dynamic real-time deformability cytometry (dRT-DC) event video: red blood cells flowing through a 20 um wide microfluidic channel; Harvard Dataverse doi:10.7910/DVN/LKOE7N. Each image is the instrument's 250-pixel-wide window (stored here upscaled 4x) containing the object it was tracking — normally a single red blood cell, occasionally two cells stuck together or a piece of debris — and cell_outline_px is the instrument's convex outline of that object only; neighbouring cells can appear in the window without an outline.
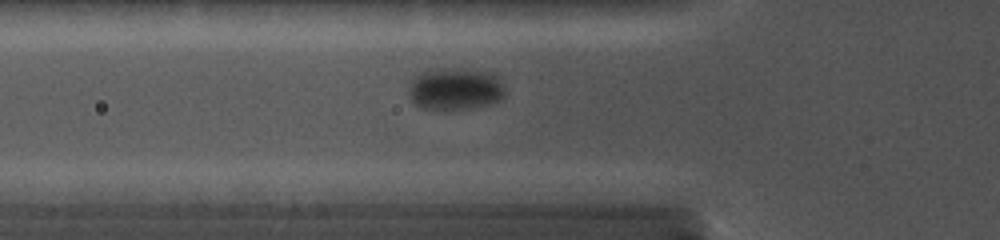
{"species": "common noctule bat (a hibernating species)", "species_latin": "Nyctalus noctula", "temperature_condition": "cold", "stored_images_in_passage": 30, "camera_frame_rate_fps": 5000, "um_per_image_px": 0.085, "animal": {"sex": "female", "body_mass_g": 19.0, "forearm_length_mm": 56.7}, "frame": {"image": 1, "passage_image": 2, "time_ms": 0.6, "image_size_px": [1000, 240], "cell_outline_px": [[504, 96], [496, 100], [484, 104], [456, 108], [424, 108], [416, 104], [412, 100], [408, 92], [408, 84], [412, 76], [420, 72], [436, 68], [456, 68], [488, 72], [496, 76], [500, 80], [504, 88]], "centroid_in_image_um": [38.6, 7.5], "position_along_channel_um": 87.2, "area_um2": 23.12}}
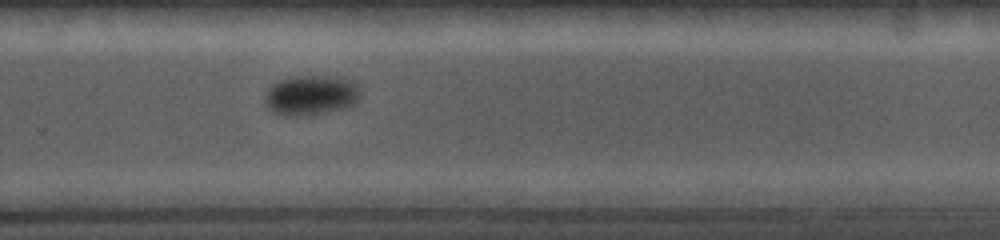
{"frame": {"image": 2, "passage_image": 13, "time_ms": 6.4, "image_size_px": [1000, 240], "cell_outline_px": [[360, 96], [356, 104], [348, 108], [300, 116], [284, 116], [272, 112], [268, 108], [264, 100], [264, 96], [268, 88], [272, 84], [280, 80], [292, 76], [320, 76], [352, 80], [356, 84], [360, 92]], "centroid_in_image_um": [26.41, 8.11], "position_along_channel_um": 303.4, "area_um2": 22.37}}
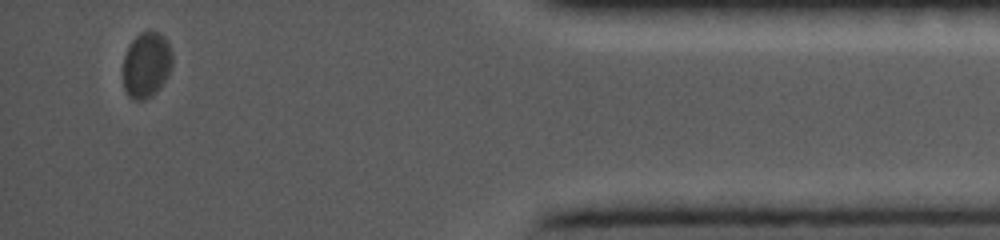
{"frame": {"image": 3, "passage_image": 27, "time_ms": 10.6, "image_size_px": [1000, 240], "cell_outline_px": [[172, 68], [168, 76], [144, 100], [132, 100], [128, 96], [124, 88], [124, 56], [128, 44], [140, 32], [160, 32], [164, 36], [172, 52]], "centroid_in_image_um": [12.43, 5.47], "position_along_channel_um": 422.8, "area_um2": 18.61}}